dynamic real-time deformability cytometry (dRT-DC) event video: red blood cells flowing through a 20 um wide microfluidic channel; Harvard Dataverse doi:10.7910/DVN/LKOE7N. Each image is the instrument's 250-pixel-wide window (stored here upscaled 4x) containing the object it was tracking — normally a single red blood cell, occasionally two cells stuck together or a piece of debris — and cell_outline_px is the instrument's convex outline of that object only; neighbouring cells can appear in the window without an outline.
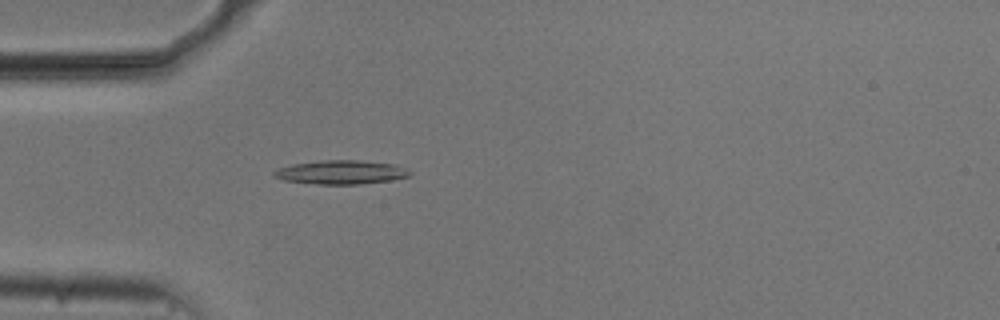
{"species": "common noctule bat (a hibernating species)", "species_latin": "Nyctalus noctula", "temperature_condition": "cold", "stored_images_in_passage": 47, "camera_frame_rate_fps": 3000, "um_per_image_px": 0.085, "animal": {"sex": "male", "body_mass_g": 20.5, "forearm_length_mm": 52.5}, "frame": {"image": 1, "passage_image": 9, "time_ms": 2.667, "image_size_px": [1000, 320], "cell_outline_px": [[412, 172], [408, 176], [392, 180], [360, 184], [316, 184], [284, 180], [272, 176], [272, 172], [280, 168], [292, 164], [320, 160], [360, 160], [396, 164], [408, 168]], "centroid_in_image_um": [29.02, 14.63], "position_along_channel_um": 56.0, "area_um2": 19.02}}
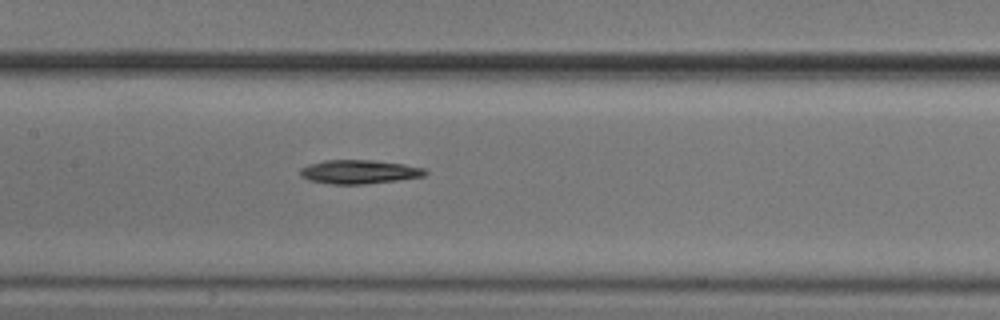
{"frame": {"image": 2, "passage_image": 19, "time_ms": 6.0, "image_size_px": [1000, 320], "cell_outline_px": [[428, 172], [424, 176], [396, 180], [364, 184], [332, 184], [308, 180], [300, 176], [300, 168], [308, 164], [324, 160], [372, 160], [404, 164], [424, 168]], "centroid_in_image_um": [30.49, 14.6], "position_along_channel_um": 176.9, "area_um2": 17.34}}
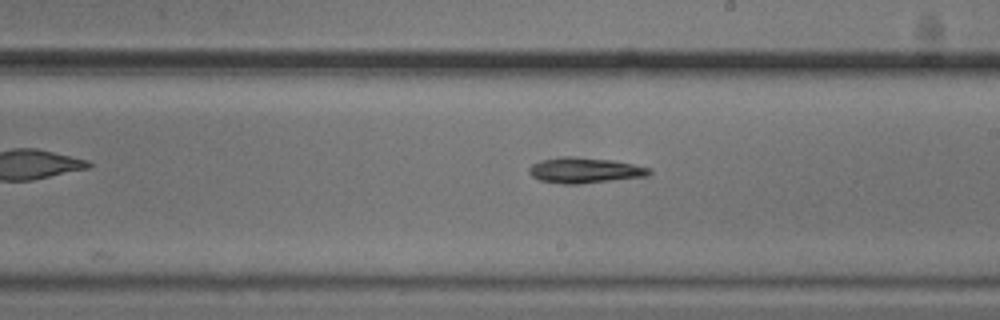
{"frame": {"image": 3, "passage_image": 24, "time_ms": 7.667, "image_size_px": [1000, 320], "cell_outline_px": [[652, 172], [648, 176], [580, 184], [564, 184], [540, 180], [532, 176], [528, 172], [528, 168], [532, 164], [540, 160], [560, 156], [572, 156], [612, 160], [652, 168]], "centroid_in_image_um": [49.69, 14.47], "position_along_channel_um": 239.3, "area_um2": 18.03}}